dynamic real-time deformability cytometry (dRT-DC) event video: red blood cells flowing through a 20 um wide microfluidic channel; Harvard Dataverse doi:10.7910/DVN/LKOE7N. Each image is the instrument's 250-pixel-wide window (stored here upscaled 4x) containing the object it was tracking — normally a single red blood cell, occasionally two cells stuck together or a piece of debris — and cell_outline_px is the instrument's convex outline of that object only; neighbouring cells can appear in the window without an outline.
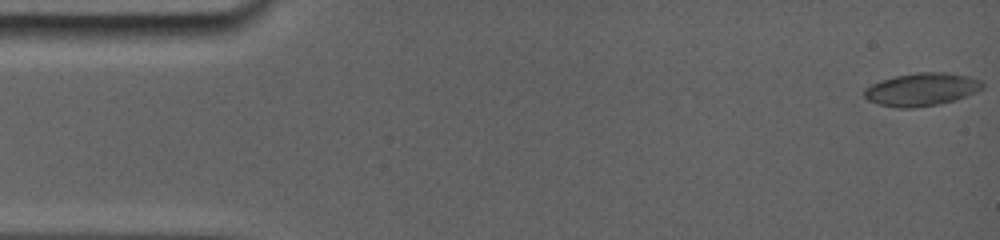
{"species": "common noctule bat (a hibernating species)", "species_latin": "Nyctalus noctula", "temperature_condition": "room temperature", "stored_images_in_passage": 50, "camera_frame_rate_fps": 5000, "um_per_image_px": 0.085, "animal": {"sex": "female", "body_mass_g": 19.0, "forearm_length_mm": 56.7}, "frame": {"image": 1, "passage_image": 1, "time_ms": 0.0, "image_size_px": [1000, 240], "cell_outline_px": [[984, 88], [976, 92], [940, 104], [912, 108], [900, 108], [880, 104], [868, 100], [864, 96], [864, 88], [880, 80], [896, 76], [916, 72], [944, 72], [968, 76], [980, 80], [984, 84]], "centroid_in_image_um": [78.33, 7.59], "position_along_channel_um": 6.7, "area_um2": 22.54}}
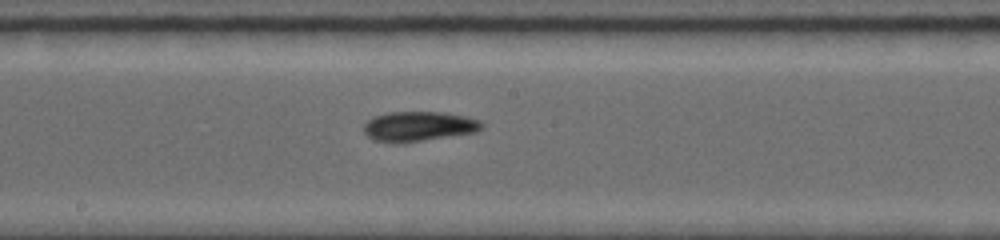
{"frame": {"image": 2, "passage_image": 28, "time_ms": 8.6, "image_size_px": [1000, 240], "cell_outline_px": [[484, 124], [480, 128], [472, 132], [420, 140], [376, 140], [368, 136], [364, 132], [364, 124], [368, 120], [376, 116], [388, 112], [440, 112], [464, 116], [480, 120]], "centroid_in_image_um": [35.59, 10.69], "position_along_channel_um": 212.6, "area_um2": 19.36}}
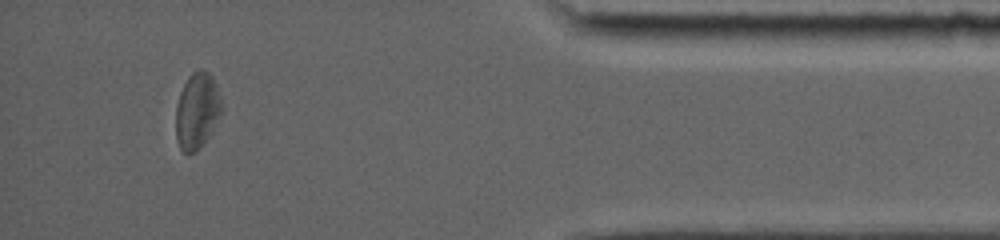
{"frame": {"image": 3, "passage_image": 48, "time_ms": 14.8, "image_size_px": [1000, 240], "cell_outline_px": [[224, 112], [212, 132], [196, 152], [184, 152], [180, 148], [176, 140], [176, 108], [180, 92], [188, 76], [192, 72], [200, 68], [208, 72], [212, 76], [220, 96], [224, 108]], "centroid_in_image_um": [16.78, 9.41], "position_along_channel_um": 418.4, "area_um2": 20.63}, "authors_computed_cell_mechanics": {"area_um2": 19.7676, "velocity_mm_per_s": 3.8623, "shape_relaxation_time_tau1_ms": 9.6807, "shape_relaxation_time_tau2_ms": null, "deformation_change_tau1": 0.1775, "deformation_change_tau2": null}}